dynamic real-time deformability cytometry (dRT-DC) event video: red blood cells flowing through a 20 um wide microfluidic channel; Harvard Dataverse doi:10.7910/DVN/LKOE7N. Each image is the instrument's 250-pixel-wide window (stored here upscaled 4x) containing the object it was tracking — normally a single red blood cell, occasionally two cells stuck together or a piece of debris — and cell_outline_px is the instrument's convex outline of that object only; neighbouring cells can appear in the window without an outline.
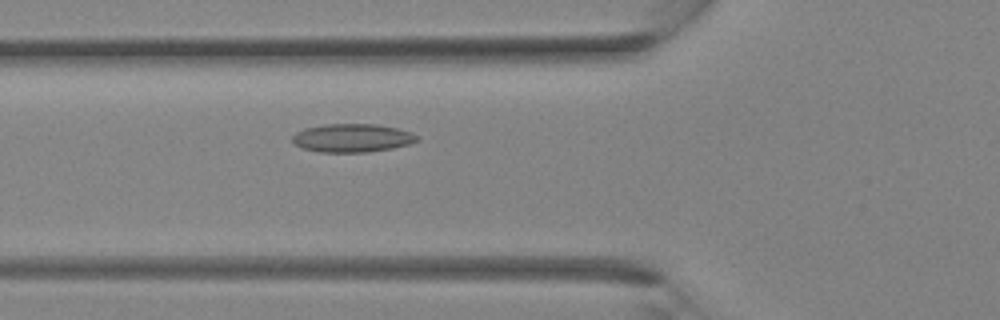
{"species": "Egyptian fruit bat (a non-hibernating species)", "species_latin": "Rousettus aegyptiacus", "temperature_condition": "room temperature", "stored_images_in_passage": 31, "segment_of_instrument_passage": [1, 2], "camera_frame_rate_fps": 3000, "um_per_image_px": 0.085, "animal": {"sex": "female"}, "frame": {"image": 1, "passage_image": 7, "time_ms": 2.0, "image_size_px": [1000, 320], "cell_outline_px": [[420, 140], [408, 144], [392, 148], [368, 152], [320, 152], [304, 148], [296, 144], [292, 140], [292, 136], [296, 132], [304, 128], [324, 124], [376, 124], [396, 128], [412, 132], [420, 136]], "centroid_in_image_um": [29.97, 11.72], "position_along_channel_um": 95.8, "area_um2": 20.63}}
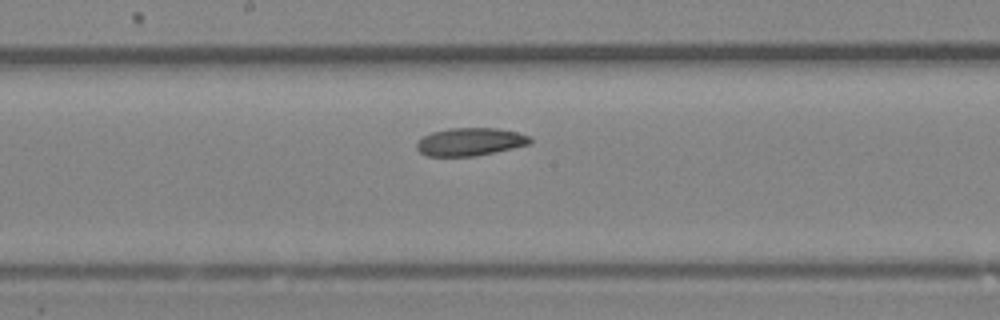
{"frame": {"image": 2, "passage_image": 13, "time_ms": 4.0, "image_size_px": [1000, 320], "cell_outline_px": [[532, 140], [528, 144], [512, 148], [476, 156], [428, 156], [420, 152], [416, 148], [416, 144], [424, 136], [432, 132], [448, 128], [496, 128], [516, 132], [532, 136]], "centroid_in_image_um": [39.96, 12.05], "position_along_channel_um": 208.2, "area_um2": 18.32}}
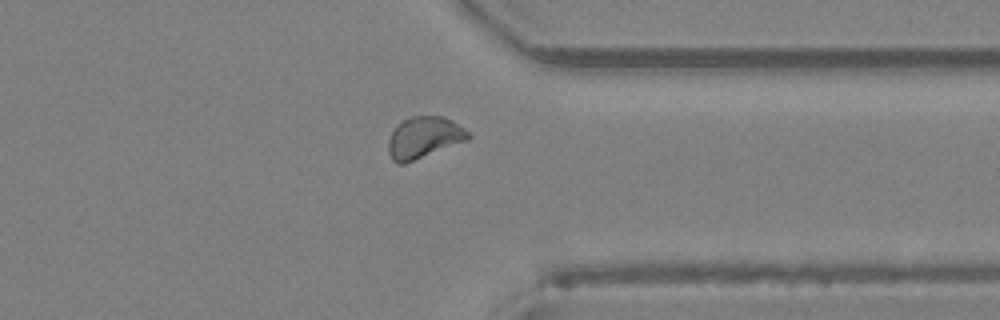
{"frame": {"image": 3, "passage_image": 22, "time_ms": 7.0, "image_size_px": [1000, 320], "cell_outline_px": [[472, 136], [468, 140], [404, 164], [396, 164], [392, 160], [388, 152], [388, 140], [392, 132], [404, 120], [412, 116], [444, 116], [452, 120], [464, 128]], "centroid_in_image_um": [36.05, 11.7], "position_along_channel_um": 375.4, "area_um2": 19.25}}